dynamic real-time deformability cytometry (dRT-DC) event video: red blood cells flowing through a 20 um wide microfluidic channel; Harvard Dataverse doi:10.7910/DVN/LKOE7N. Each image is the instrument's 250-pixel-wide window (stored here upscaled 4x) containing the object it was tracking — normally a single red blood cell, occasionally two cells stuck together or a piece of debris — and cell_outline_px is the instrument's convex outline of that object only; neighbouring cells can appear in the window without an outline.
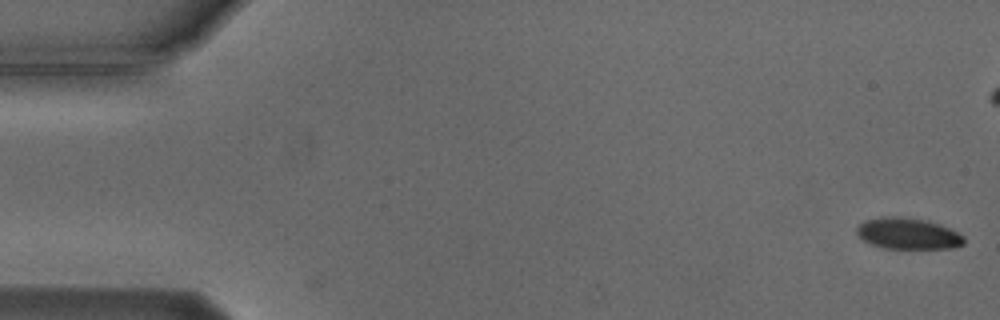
{"species": "Egyptian fruit bat (a non-hibernating species)", "species_latin": "Rousettus aegyptiacus", "temperature_condition": "cold", "stored_images_in_passage": 6, "camera_frame_rate_fps": 3000, "um_per_image_px": 0.085, "animal": {"sex": "male"}, "frame": {"image": 1, "passage_image": 1, "time_ms": 0.0, "image_size_px": [1000, 320], "cell_outline_px": [[964, 244], [952, 248], [884, 248], [872, 244], [864, 240], [856, 232], [856, 228], [864, 220], [880, 216], [900, 216], [928, 220], [940, 224], [964, 236]], "centroid_in_image_um": [77.16, 19.83], "position_along_channel_um": 7.8, "area_um2": 19.54}}